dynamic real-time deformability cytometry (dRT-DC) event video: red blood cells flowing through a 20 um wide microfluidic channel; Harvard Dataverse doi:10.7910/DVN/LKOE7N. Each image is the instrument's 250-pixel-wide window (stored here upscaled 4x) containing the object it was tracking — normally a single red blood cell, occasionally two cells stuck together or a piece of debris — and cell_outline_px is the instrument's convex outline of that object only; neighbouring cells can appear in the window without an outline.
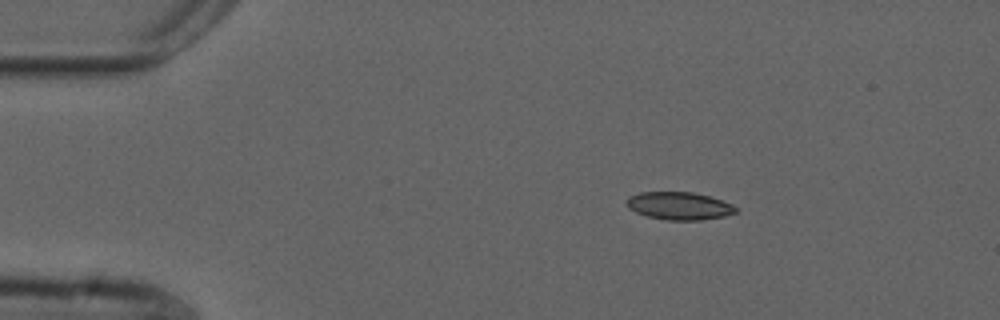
{"species": "common noctule bat (a hibernating species)", "species_latin": "Nyctalus noctula", "temperature_condition": "cold", "stored_images_in_passage": 46, "camera_frame_rate_fps": 3000, "um_per_image_px": 0.085, "animal": {"sex": "male", "forearm_length_mm": 52.5}, "frame": {"image": 1, "passage_image": 1, "time_ms": 0.0, "image_size_px": [1000, 320], "cell_outline_px": [[736, 212], [724, 216], [700, 220], [668, 220], [648, 216], [636, 212], [628, 208], [628, 196], [640, 192], [692, 192], [708, 196], [732, 204], [736, 208]], "centroid_in_image_um": [57.72, 17.49], "position_along_channel_um": 27.3, "area_um2": 17.4}}
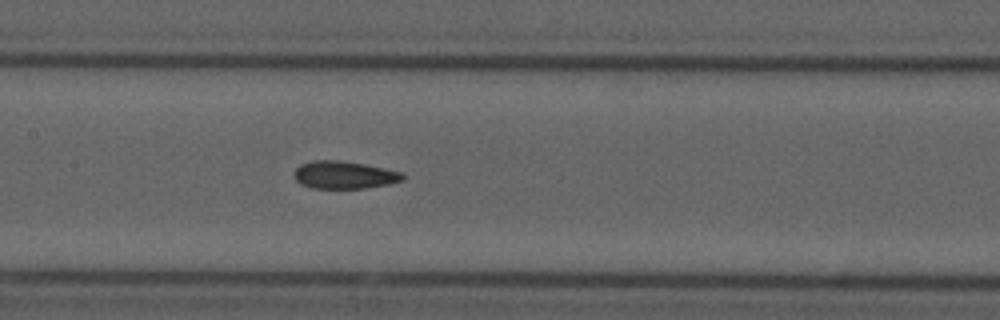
{"frame": {"image": 2, "passage_image": 18, "time_ms": 5.667, "image_size_px": [1000, 320], "cell_outline_px": [[404, 180], [388, 184], [364, 188], [312, 188], [300, 184], [296, 180], [296, 168], [300, 164], [312, 160], [336, 160], [364, 164], [404, 172]], "centroid_in_image_um": [29.28, 14.87], "position_along_channel_um": 178.1, "area_um2": 17.4}}
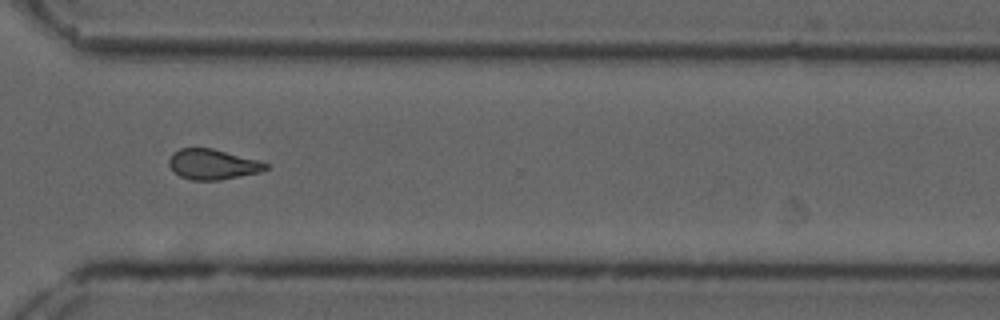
{"frame": {"image": 3, "passage_image": 32, "time_ms": 10.333, "image_size_px": [1000, 320], "cell_outline_px": [[268, 168], [260, 172], [220, 180], [192, 180], [180, 176], [168, 164], [168, 160], [172, 152], [180, 148], [212, 148], [256, 160], [268, 164]], "centroid_in_image_um": [18.04, 13.96], "position_along_channel_um": 352.6, "area_um2": 16.88}, "authors_computed_cell_mechanics": {"area_um2": 17.34, "velocity_mm_per_s": 3.7496, "shape_relaxation_time_tau1_ms": null, "shape_relaxation_time_tau2_ms": 1.8622, "deformation_change_tau1": null, "deformation_change_tau2": 0.0782}}